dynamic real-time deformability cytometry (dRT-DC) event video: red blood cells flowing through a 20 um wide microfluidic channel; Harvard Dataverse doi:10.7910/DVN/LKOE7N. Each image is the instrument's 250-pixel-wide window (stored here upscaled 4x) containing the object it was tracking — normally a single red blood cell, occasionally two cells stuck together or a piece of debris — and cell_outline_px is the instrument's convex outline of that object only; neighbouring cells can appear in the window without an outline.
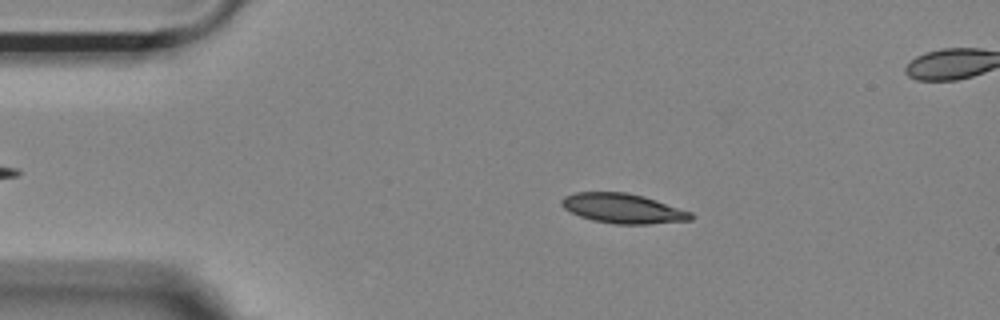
{"species": "Egyptian fruit bat (a non-hibernating species)", "species_latin": "Rousettus aegyptiacus", "temperature_condition": "room temperature", "stored_images_in_passage": 21, "camera_frame_rate_fps": 3000, "um_per_image_px": 0.085, "animal": {"sex": "female"}, "frame": {"image": 1, "passage_image": 9, "time_ms": 2.667, "image_size_px": [1000, 320], "cell_outline_px": [[692, 220], [648, 224], [616, 224], [592, 220], [580, 216], [564, 208], [560, 204], [560, 200], [564, 196], [576, 192], [628, 192], [644, 196], [692, 212]], "centroid_in_image_um": [52.94, 17.71], "position_along_channel_um": 32.1, "area_um2": 22.37}}
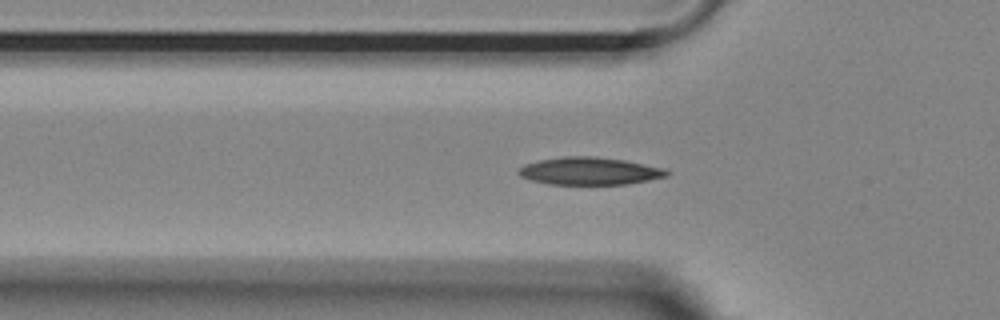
{"frame": {"image": 2, "passage_image": 16, "time_ms": 5.0, "image_size_px": [1000, 320], "cell_outline_px": [[672, 172], [668, 176], [628, 184], [548, 184], [532, 180], [520, 176], [516, 172], [524, 164], [540, 160], [564, 156], [596, 156], [624, 160], [664, 168]], "centroid_in_image_um": [50.13, 14.53], "position_along_channel_um": 75.7, "area_um2": 23.81}}
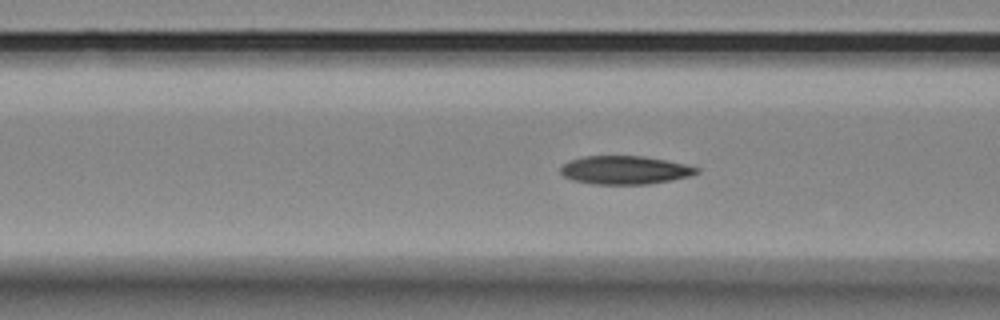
{"frame": {"image": 3, "passage_image": 19, "time_ms": 6.0, "image_size_px": [1000, 320], "cell_outline_px": [[700, 172], [688, 176], [672, 180], [648, 184], [596, 184], [572, 180], [564, 176], [560, 172], [560, 168], [568, 160], [584, 156], [644, 156], [684, 164], [700, 168]], "centroid_in_image_um": [53.1, 14.45], "position_along_channel_um": 113.5, "area_um2": 22.43}}